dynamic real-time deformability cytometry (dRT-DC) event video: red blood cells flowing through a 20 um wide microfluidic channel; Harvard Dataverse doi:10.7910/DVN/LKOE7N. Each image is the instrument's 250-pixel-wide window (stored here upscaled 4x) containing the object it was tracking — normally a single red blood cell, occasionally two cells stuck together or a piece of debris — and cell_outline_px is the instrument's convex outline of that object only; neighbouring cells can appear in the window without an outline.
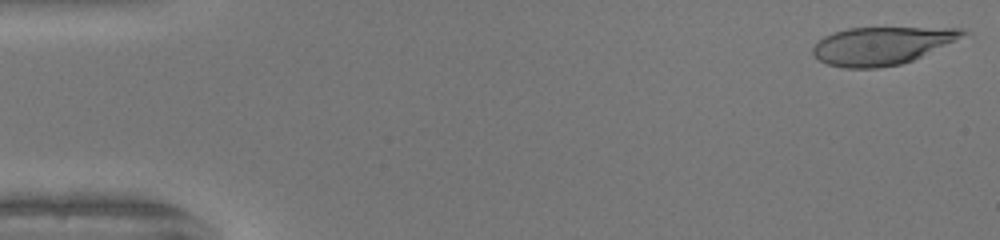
{"species": "human", "species_latin": "Homo sapiens", "temperature_condition": "warm", "stored_images_in_passage": 42, "camera_frame_rate_fps": 3000, "um_per_image_px": 0.085, "donor": {"sex": "female"}, "frame": {"image": 1, "passage_image": 1, "time_ms": 0.0, "image_size_px": [1000, 240], "cell_outline_px": [[968, 32], [912, 60], [900, 64], [876, 68], [844, 68], [828, 64], [820, 60], [812, 52], [812, 48], [816, 40], [832, 32], [848, 28], [960, 28]], "centroid_in_image_um": [74.81, 3.88], "position_along_channel_um": 10.2, "area_um2": 32.31}}
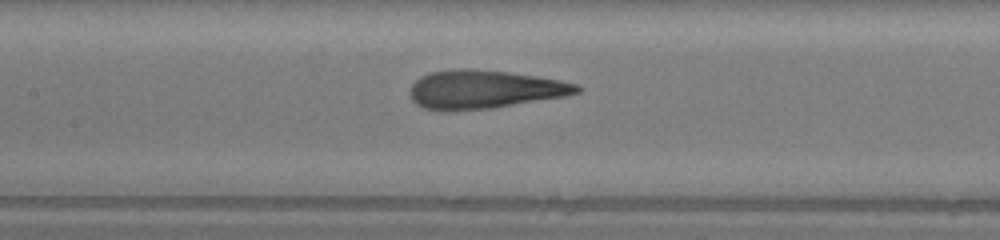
{"frame": {"image": 2, "passage_image": 23, "time_ms": 7.333, "image_size_px": [1000, 240], "cell_outline_px": [[584, 88], [580, 92], [564, 96], [492, 108], [424, 108], [416, 104], [412, 100], [408, 92], [412, 84], [420, 76], [432, 72], [452, 68], [468, 68], [508, 72], [536, 76], [560, 80], [576, 84]], "centroid_in_image_um": [41.18, 7.56], "position_along_channel_um": 166.2, "area_um2": 36.7}}
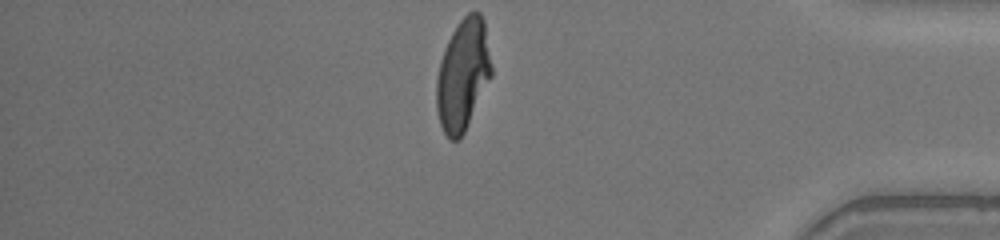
{"frame": {"image": 3, "passage_image": 42, "time_ms": 13.667, "image_size_px": [1000, 240], "cell_outline_px": [[492, 76], [460, 140], [448, 140], [440, 124], [436, 108], [436, 80], [440, 60], [448, 40], [452, 32], [460, 20], [468, 12], [480, 12], [484, 20], [492, 64]], "centroid_in_image_um": [39.34, 6.37], "position_along_channel_um": 395.9, "area_um2": 35.78}, "authors_computed_cell_mechanics": {"area_um2": 36.7608, "velocity_mm_per_s": 4.1418, "shape_relaxation_time_tau1_ms": 9.1633, "shape_relaxation_time_tau2_ms": null, "deformation_change_tau1": 0.3815, "deformation_change_tau2": null}}